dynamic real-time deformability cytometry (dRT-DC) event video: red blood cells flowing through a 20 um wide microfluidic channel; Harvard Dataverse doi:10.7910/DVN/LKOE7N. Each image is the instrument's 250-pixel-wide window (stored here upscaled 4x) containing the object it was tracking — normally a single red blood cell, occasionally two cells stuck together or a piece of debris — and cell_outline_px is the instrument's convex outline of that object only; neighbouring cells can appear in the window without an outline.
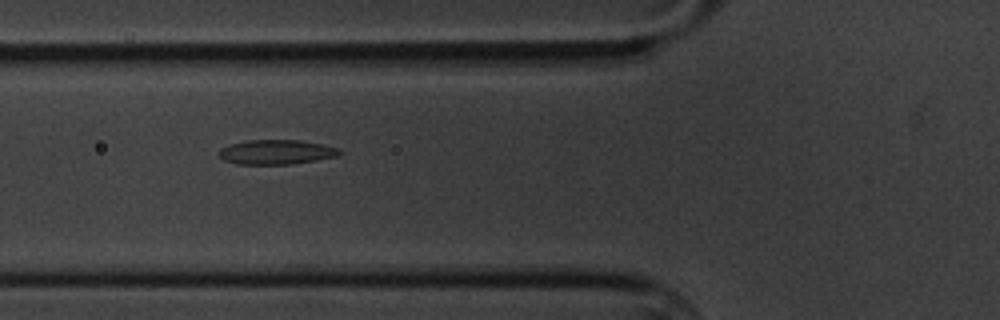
{"species": "common noctule bat (a hibernating species)", "species_latin": "Nyctalus noctula", "temperature_condition": "cold", "stored_images_in_passage": 33, "camera_frame_rate_fps": 3000, "um_per_image_px": 0.085, "animal": {"sex": "male", "body_mass_g": 20.1, "forearm_length_mm": 53.5}, "frame": {"image": 1, "passage_image": 4, "time_ms": 1.0, "image_size_px": [1000, 320], "cell_outline_px": [[340, 152], [336, 156], [316, 160], [288, 164], [236, 164], [224, 160], [220, 156], [220, 148], [228, 144], [244, 140], [300, 140], [340, 148]], "centroid_in_image_um": [23.44, 12.91], "position_along_channel_um": 102.4, "area_um2": 17.17}}
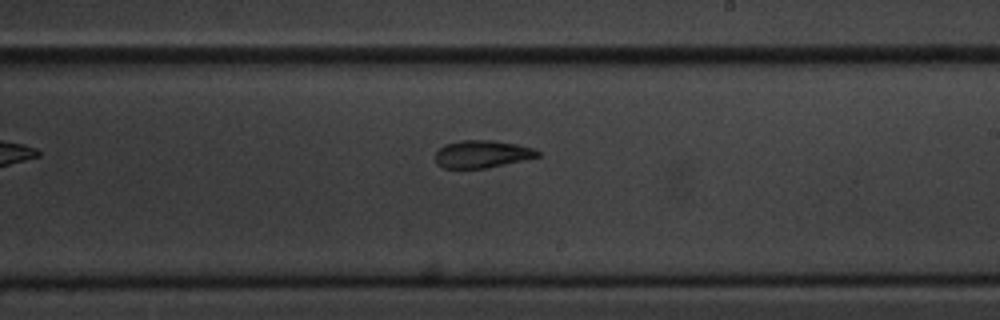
{"frame": {"image": 2, "passage_image": 17, "time_ms": 5.333, "image_size_px": [1000, 320], "cell_outline_px": [[540, 156], [504, 164], [484, 168], [444, 168], [436, 164], [436, 152], [444, 144], [460, 140], [492, 140], [516, 144], [532, 148], [540, 152]], "centroid_in_image_um": [40.94, 13.09], "position_along_channel_um": 248.1, "area_um2": 16.24}}
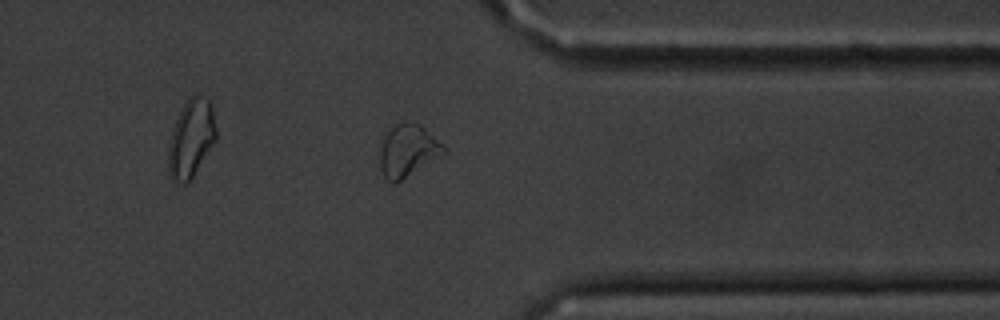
{"frame": {"image": 3, "passage_image": 29, "time_ms": 9.333, "image_size_px": [1000, 320], "cell_outline_px": [[448, 152], [396, 184], [392, 184], [384, 176], [380, 168], [380, 148], [384, 132], [388, 128], [396, 124], [408, 120], [420, 124], [444, 144], [448, 148]], "centroid_in_image_um": [34.68, 12.79], "position_along_channel_um": 376.7, "area_um2": 20.11}, "authors_computed_cell_mechanics": {"area_um2": 17.051, "velocity_mm_per_s": 3.3531, "shape_relaxation_time_tau1_ms": 5.6744, "shape_relaxation_time_tau2_ms": 3.129, "deformation_change_tau1": 0.1403, "deformation_change_tau2": 0.0833}}